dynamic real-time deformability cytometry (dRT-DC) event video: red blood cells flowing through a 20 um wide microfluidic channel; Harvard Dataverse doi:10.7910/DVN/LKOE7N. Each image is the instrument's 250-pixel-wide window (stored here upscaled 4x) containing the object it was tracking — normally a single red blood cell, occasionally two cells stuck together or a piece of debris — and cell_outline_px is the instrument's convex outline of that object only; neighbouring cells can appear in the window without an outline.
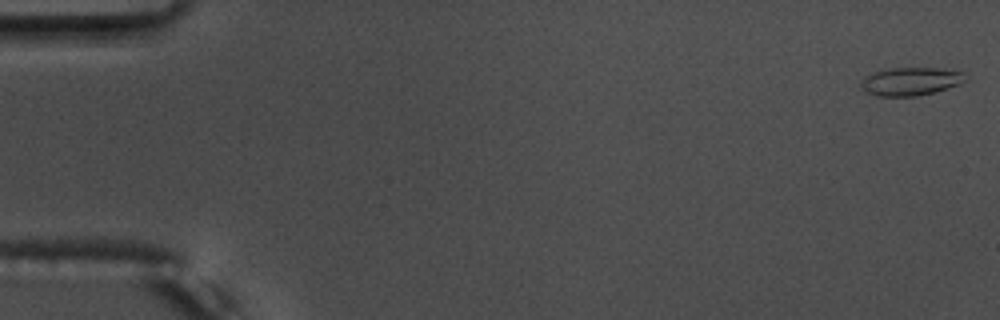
{"species": "common noctule bat (a hibernating species)", "species_latin": "Nyctalus noctula", "temperature_condition": "warm", "stored_images_in_passage": 55, "camera_frame_rate_fps": 3000, "um_per_image_px": 0.085, "animal": {"sex": "male", "body_mass_g": 17.5, "forearm_length_mm": 52.3}, "frame": {"image": 1, "passage_image": 1, "time_ms": 0.0, "image_size_px": [1000, 320], "cell_outline_px": [[964, 80], [960, 84], [932, 92], [916, 96], [876, 96], [868, 92], [860, 84], [864, 76], [872, 72], [888, 68], [936, 68], [960, 72]], "centroid_in_image_um": [77.32, 6.91], "position_along_channel_um": 7.7, "area_um2": 16.7}}
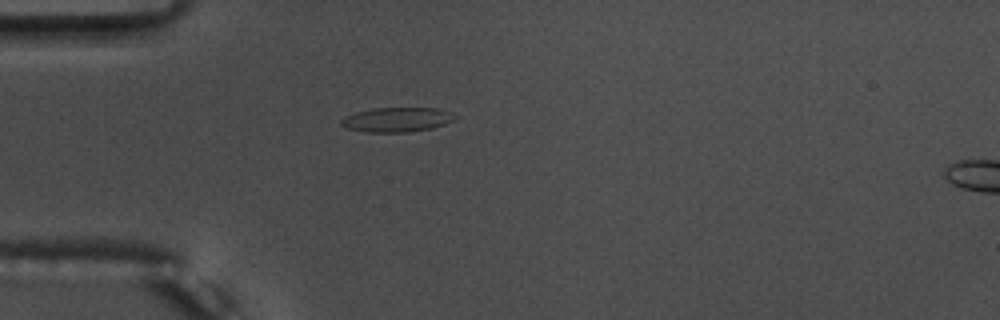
{"frame": {"image": 2, "passage_image": 16, "time_ms": 5.0, "image_size_px": [1000, 320], "cell_outline_px": [[456, 116], [452, 120], [444, 124], [432, 128], [408, 132], [368, 132], [344, 128], [340, 124], [340, 120], [344, 116], [356, 112], [372, 108], [436, 108], [452, 112]], "centroid_in_image_um": [33.69, 10.17], "position_along_channel_um": 51.3, "area_um2": 16.3}}
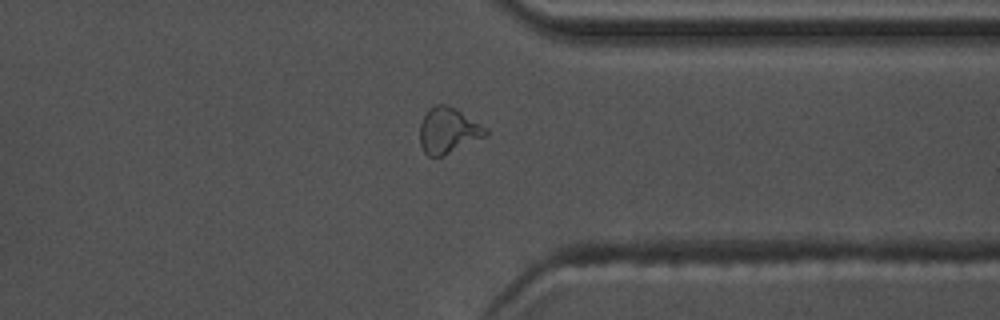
{"frame": {"image": 3, "passage_image": 43, "time_ms": 14.0, "image_size_px": [1000, 320], "cell_outline_px": [[488, 136], [444, 156], [428, 156], [424, 152], [420, 144], [420, 124], [428, 108], [436, 104], [444, 104], [456, 108], [488, 128]], "centroid_in_image_um": [38.12, 11.1], "position_along_channel_um": 373.3, "area_um2": 17.86}, "authors_computed_cell_mechanics": {"area_um2": 16.2418, "velocity_mm_per_s": 3.7305, "shape_relaxation_time_tau1_ms": 6.6048, "shape_relaxation_time_tau2_ms": 2.0241, "deformation_change_tau1": 0.2149, "deformation_change_tau2": 0.105}}